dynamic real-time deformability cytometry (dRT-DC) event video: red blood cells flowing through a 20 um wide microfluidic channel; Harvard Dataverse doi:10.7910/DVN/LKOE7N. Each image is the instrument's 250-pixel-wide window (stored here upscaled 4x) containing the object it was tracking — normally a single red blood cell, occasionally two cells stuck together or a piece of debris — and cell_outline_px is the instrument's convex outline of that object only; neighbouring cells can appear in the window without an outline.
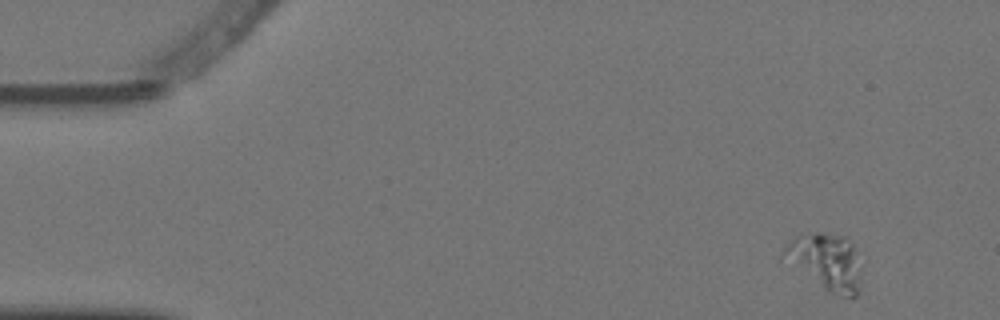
{"species": "Egyptian fruit bat (a non-hibernating species)", "species_latin": "Rousettus aegyptiacus", "temperature_condition": "warm", "stored_images_in_passage": 3, "camera_frame_rate_fps": 3000, "um_per_image_px": 0.085, "animal": {"sex": "female"}, "frame": {"image": 1, "passage_image": 1, "time_ms": 0.0, "image_size_px": [1000, 320], "cell_outline_px": [[856, 296], [844, 296], [832, 292], [780, 252], [796, 236], [816, 232], [820, 232], [848, 236], [856, 252]], "centroid_in_image_um": [70.21, 22.12], "position_along_channel_um": 14.8, "area_um2": 23.18}}
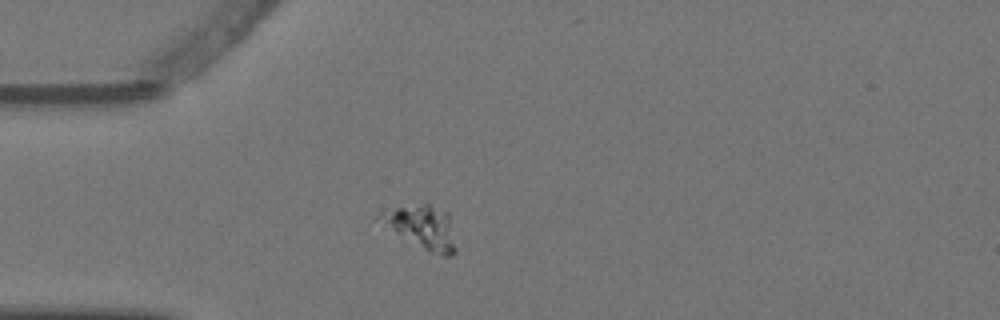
{"frame": {"image": 2, "passage_image": 3, "time_ms": 0.667, "image_size_px": [1000, 320], "cell_outline_px": [[456, 252], [452, 256], [444, 256], [428, 252], [396, 232], [376, 216], [380, 212], [396, 208], [424, 204], [428, 204], [448, 212], [456, 248]], "centroid_in_image_um": [35.94, 19.33], "position_along_channel_um": 49.1, "area_um2": 18.44}}